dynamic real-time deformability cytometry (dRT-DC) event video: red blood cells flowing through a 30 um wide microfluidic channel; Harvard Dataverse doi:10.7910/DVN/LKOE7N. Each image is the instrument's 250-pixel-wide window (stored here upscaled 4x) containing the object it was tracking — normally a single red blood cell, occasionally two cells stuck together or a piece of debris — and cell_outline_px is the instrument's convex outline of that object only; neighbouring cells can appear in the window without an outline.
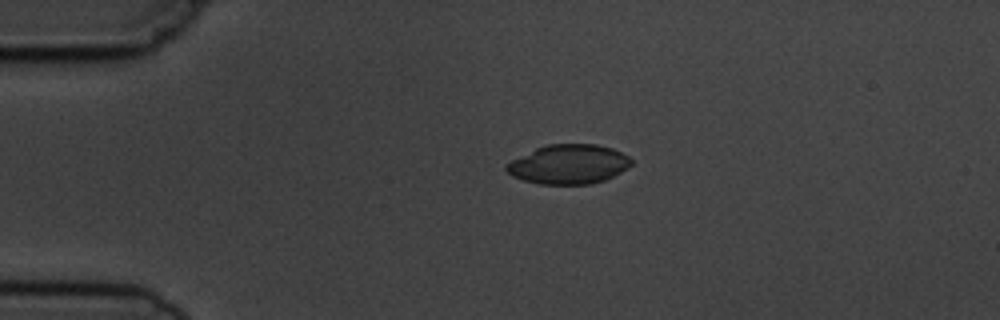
{"species": "common noctule bat (a hibernating species)", "species_latin": "Nyctalus noctula", "temperature_condition": "cold", "stored_images_in_passage": 4, "camera_frame_rate_fps": 3000, "um_per_image_px": 0.085, "animal": {"sex": "male", "body_mass_g": 19.5, "forearm_length_mm": 54.6}, "frame": {"image": 1, "passage_image": 3, "time_ms": 3.0, "image_size_px": [1000, 320], "cell_outline_px": [[632, 164], [628, 168], [604, 180], [592, 184], [540, 184], [524, 180], [512, 176], [504, 168], [504, 164], [536, 148], [548, 144], [596, 144], [612, 148], [628, 156], [632, 160]], "centroid_in_image_um": [48.33, 13.96], "position_along_channel_um": 36.7, "area_um2": 28.61}}